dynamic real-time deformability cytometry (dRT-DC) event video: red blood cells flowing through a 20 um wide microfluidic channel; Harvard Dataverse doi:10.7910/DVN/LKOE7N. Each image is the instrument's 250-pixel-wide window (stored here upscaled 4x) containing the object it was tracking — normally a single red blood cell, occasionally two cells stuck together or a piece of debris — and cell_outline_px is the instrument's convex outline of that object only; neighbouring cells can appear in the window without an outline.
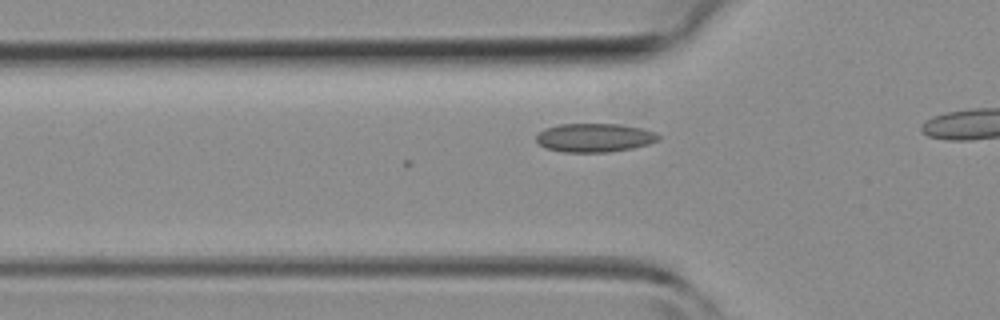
{"species": "common noctule bat (a hibernating species)", "species_latin": "Nyctalus noctula", "temperature_condition": "room temperature", "stored_images_in_passage": 9, "camera_frame_rate_fps": 3000, "um_per_image_px": 0.085, "animal": {"sex": "female", "body_mass_g": 19.3, "forearm_length_mm": 54.1}, "frame": {"image": 1, "passage_image": 4, "time_ms": 1.0, "image_size_px": [1000, 320], "cell_outline_px": [[660, 140], [648, 144], [632, 148], [608, 152], [560, 152], [544, 148], [536, 140], [536, 136], [544, 128], [560, 124], [620, 124], [640, 128], [652, 132], [660, 136]], "centroid_in_image_um": [50.5, 11.71], "position_along_channel_um": 75.3, "area_um2": 20.4}}